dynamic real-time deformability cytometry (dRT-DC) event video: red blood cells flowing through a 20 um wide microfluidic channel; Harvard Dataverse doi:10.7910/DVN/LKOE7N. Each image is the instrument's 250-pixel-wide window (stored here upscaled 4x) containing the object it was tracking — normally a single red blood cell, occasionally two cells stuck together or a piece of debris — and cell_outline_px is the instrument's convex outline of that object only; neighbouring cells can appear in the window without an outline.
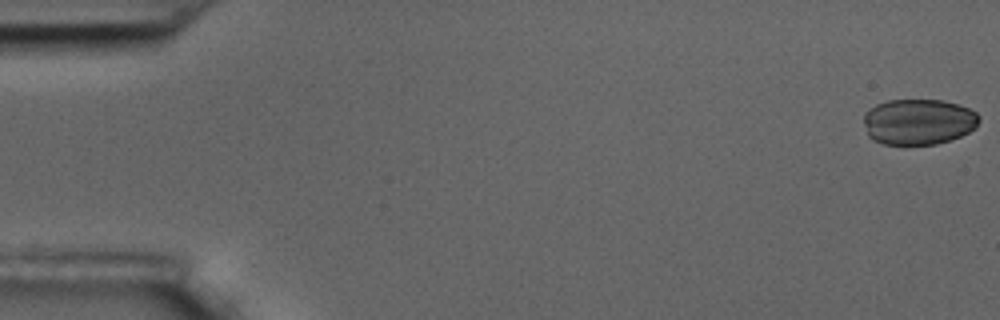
{"species": "common noctule bat (a hibernating species)", "species_latin": "Nyctalus noctula", "temperature_condition": "room temperature", "stored_images_in_passage": 58, "camera_frame_rate_fps": 3000, "um_per_image_px": 0.085, "animal": {"sex": "male", "body_mass_g": 17.5, "forearm_length_mm": 52.3}, "frame": {"image": 1, "passage_image": 1, "time_ms": 0.0, "image_size_px": [1000, 320], "cell_outline_px": [[980, 120], [976, 128], [960, 136], [936, 144], [884, 144], [872, 140], [868, 136], [864, 124], [864, 112], [868, 108], [876, 104], [888, 100], [940, 100], [956, 104], [968, 108], [976, 112], [980, 116]], "centroid_in_image_um": [78.05, 10.34], "position_along_channel_um": 7.0, "area_um2": 30.92}}
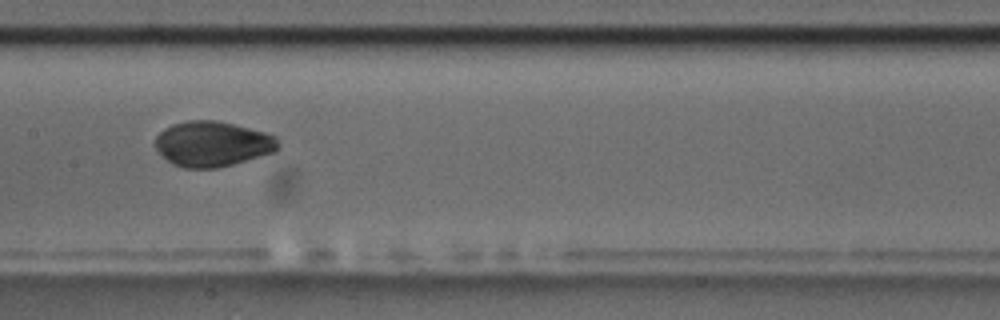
{"frame": {"image": 2, "passage_image": 29, "time_ms": 9.333, "image_size_px": [1000, 320], "cell_outline_px": [[280, 148], [276, 152], [232, 164], [216, 168], [184, 168], [172, 164], [152, 144], [156, 136], [164, 128], [172, 124], [188, 120], [216, 120], [264, 132], [276, 136], [280, 144]], "centroid_in_image_um": [18.06, 12.23], "position_along_channel_um": 189.3, "area_um2": 32.54}}
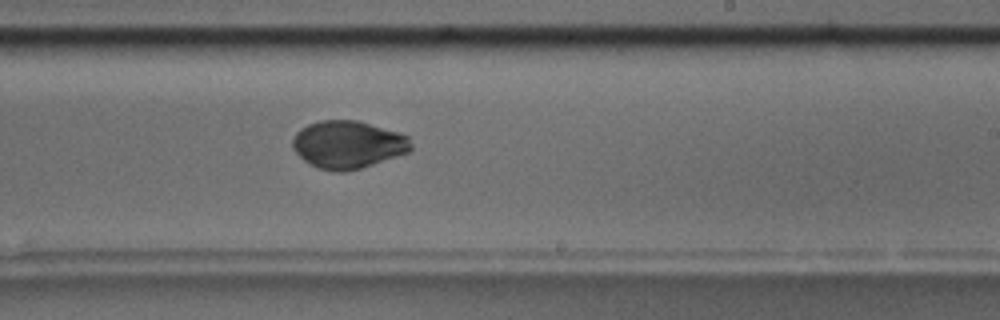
{"frame": {"image": 3, "passage_image": 35, "time_ms": 11.333, "image_size_px": [1000, 320], "cell_outline_px": [[412, 148], [408, 152], [360, 168], [344, 172], [336, 172], [320, 168], [304, 160], [292, 148], [292, 140], [296, 132], [300, 128], [308, 124], [320, 120], [360, 120], [400, 132], [408, 136], [412, 144]], "centroid_in_image_um": [29.58, 12.26], "position_along_channel_um": 259.4, "area_um2": 32.95}}